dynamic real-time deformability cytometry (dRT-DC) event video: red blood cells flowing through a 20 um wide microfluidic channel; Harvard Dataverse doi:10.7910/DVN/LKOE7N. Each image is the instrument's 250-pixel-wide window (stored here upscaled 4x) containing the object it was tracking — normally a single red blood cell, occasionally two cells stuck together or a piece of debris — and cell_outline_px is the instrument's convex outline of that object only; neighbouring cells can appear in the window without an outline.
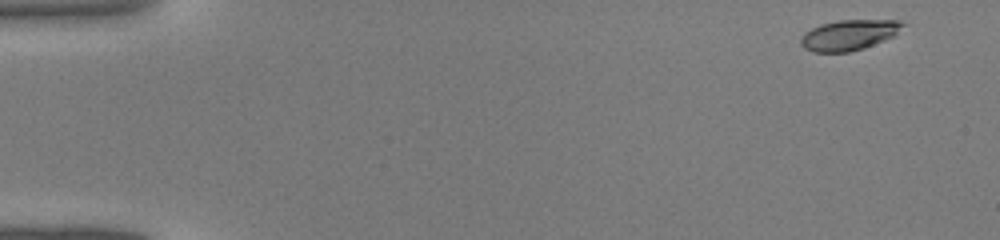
{"species": "common noctule bat (a hibernating species)", "species_latin": "Nyctalus noctula", "temperature_condition": "warm", "stored_images_in_passage": 10, "camera_frame_rate_fps": 3000, "um_per_image_px": 0.085, "animal": {"sex": "male", "body_mass_g": 19.0, "forearm_length_mm": 50.8}, "frame": {"image": 1, "passage_image": 1, "time_ms": 0.0, "image_size_px": [1000, 240], "cell_outline_px": [[908, 24], [896, 36], [864, 48], [848, 52], [812, 52], [804, 48], [800, 44], [800, 40], [804, 32], [820, 24], [840, 20], [900, 20]], "centroid_in_image_um": [72.22, 2.97], "position_along_channel_um": 12.8, "area_um2": 18.44}}